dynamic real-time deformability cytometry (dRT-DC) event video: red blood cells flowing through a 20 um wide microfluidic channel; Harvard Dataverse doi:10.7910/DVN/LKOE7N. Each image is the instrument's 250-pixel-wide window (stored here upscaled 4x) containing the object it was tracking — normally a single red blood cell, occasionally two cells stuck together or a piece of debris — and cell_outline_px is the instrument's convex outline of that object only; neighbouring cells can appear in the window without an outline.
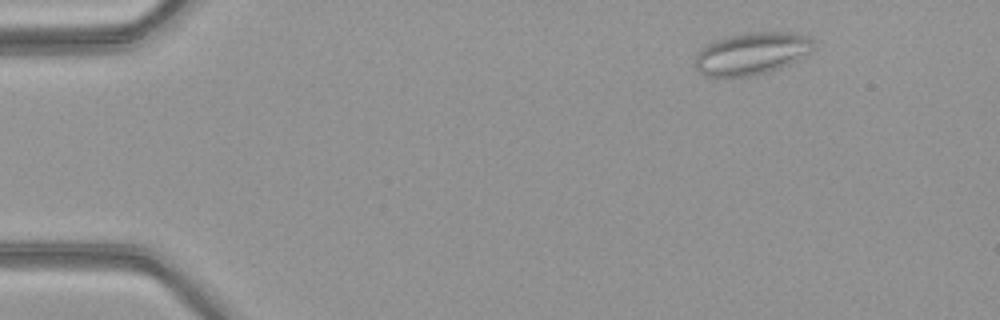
{"species": "common noctule bat (a hibernating species)", "species_latin": "Nyctalus noctula", "temperature_condition": "warm", "stored_images_in_passage": 50, "camera_frame_rate_fps": 3000, "um_per_image_px": 0.085, "animal": {"sex": "female", "body_mass_g": 21.9}, "frame": {"image": 1, "passage_image": 6, "time_ms": 1.667, "image_size_px": [1000, 320], "cell_outline_px": [[816, 48], [812, 52], [780, 68], [752, 76], [716, 80], [704, 76], [696, 68], [696, 52], [700, 48], [716, 40], [728, 36], [752, 32], [792, 32], [808, 36], [816, 44]], "centroid_in_image_um": [63.87, 4.59], "position_along_channel_um": 21.1, "area_um2": 29.88}}
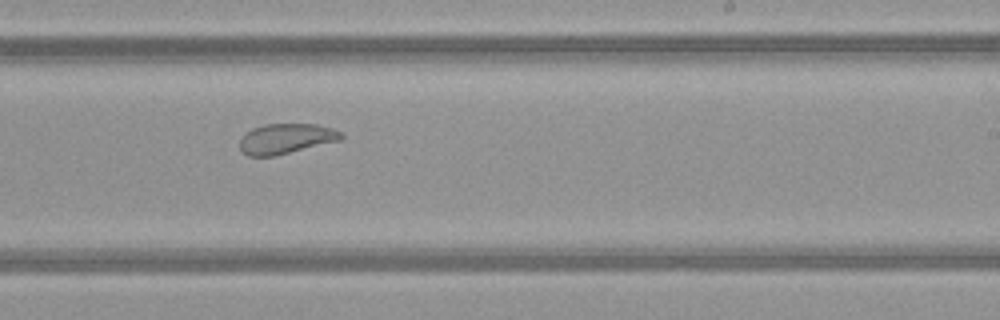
{"frame": {"image": 2, "passage_image": 31, "time_ms": 10.0, "image_size_px": [1000, 320], "cell_outline_px": [[344, 136], [340, 140], [276, 156], [248, 156], [240, 148], [240, 140], [252, 128], [264, 124], [316, 124], [332, 128], [344, 132]], "centroid_in_image_um": [24.35, 11.78], "position_along_channel_um": 264.6, "area_um2": 17.8}}
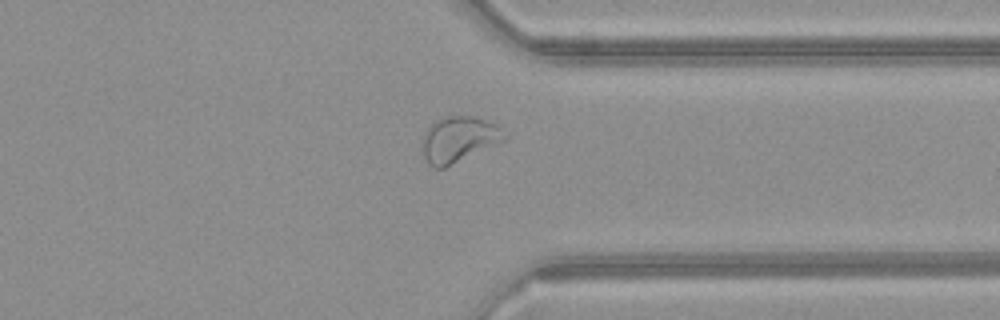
{"frame": {"image": 3, "passage_image": 39, "time_ms": 12.667, "image_size_px": [1000, 320], "cell_outline_px": [[508, 136], [504, 140], [444, 168], [432, 168], [428, 164], [424, 156], [424, 132], [436, 120], [448, 116], [472, 116], [496, 124]], "centroid_in_image_um": [38.99, 11.85], "position_along_channel_um": 372.4, "area_um2": 21.39}, "authors_computed_cell_mechanics": {"area_um2": 25.0852, "velocity_mm_per_s": 4.0918, "shape_relaxation_time_tau1_ms": null, "shape_relaxation_time_tau2_ms": 0.8811, "deformation_change_tau1": null, "deformation_change_tau2": 0.0769}}